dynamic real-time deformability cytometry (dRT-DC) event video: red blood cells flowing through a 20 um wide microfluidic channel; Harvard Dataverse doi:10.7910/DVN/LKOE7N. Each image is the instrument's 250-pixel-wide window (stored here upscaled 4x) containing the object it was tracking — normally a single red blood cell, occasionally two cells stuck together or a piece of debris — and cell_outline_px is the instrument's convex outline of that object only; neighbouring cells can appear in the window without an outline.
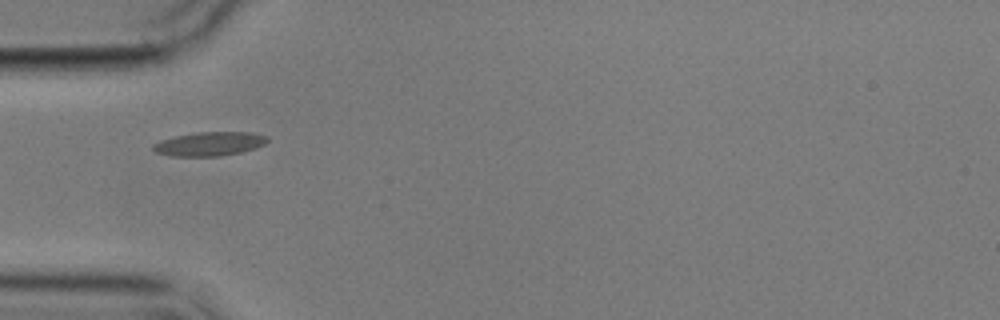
{"species": "common noctule bat (a hibernating species)", "species_latin": "Nyctalus noctula", "temperature_condition": "cold", "stored_images_in_passage": 3, "camera_frame_rate_fps": 3000, "um_per_image_px": 0.085, "animal": {"sex": "male", "body_mass_g": 17.9}, "frame": {"image": 1, "passage_image": 1, "time_ms": 0.0, "image_size_px": [1000, 320], "cell_outline_px": [[268, 140], [264, 144], [256, 148], [240, 152], [220, 156], [172, 156], [156, 152], [152, 148], [152, 144], [160, 140], [176, 136], [196, 132], [252, 132], [268, 136]], "centroid_in_image_um": [17.81, 12.22], "position_along_channel_um": 67.2, "area_um2": 15.95}}
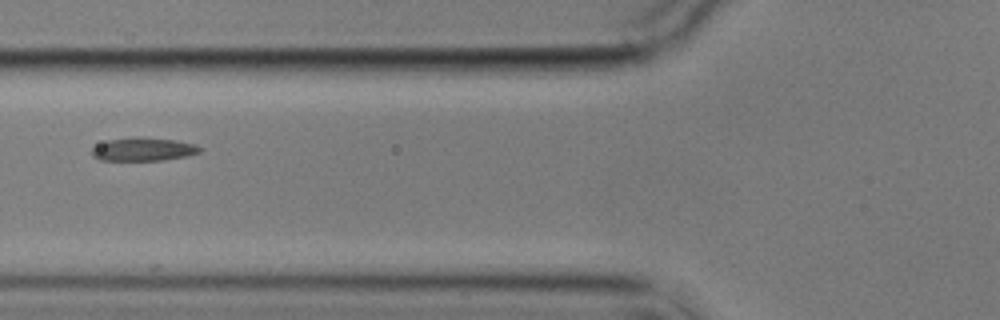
{"frame": {"image": 2, "passage_image": 2, "time_ms": 1.333, "image_size_px": [1000, 320], "cell_outline_px": [[200, 152], [188, 156], [164, 160], [100, 160], [92, 156], [92, 148], [108, 140], [136, 136], [176, 140], [192, 144], [200, 148]], "centroid_in_image_um": [12.17, 12.69], "position_along_channel_um": 113.6, "area_um2": 14.57}}
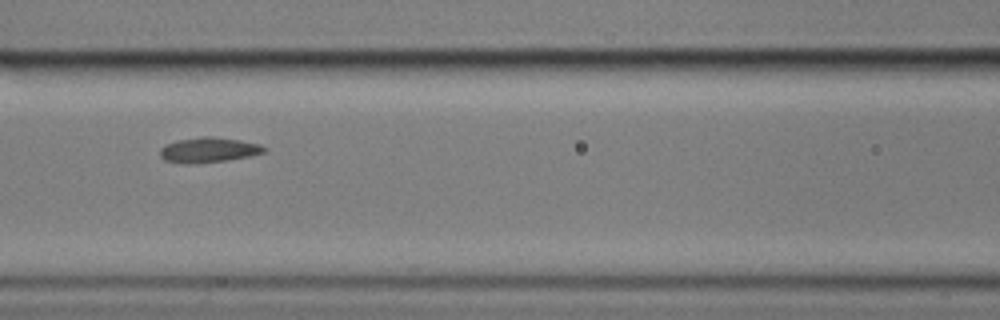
{"frame": {"image": 3, "passage_image": 3, "time_ms": 2.333, "image_size_px": [1000, 320], "cell_outline_px": [[268, 148], [264, 152], [248, 156], [228, 160], [188, 164], [164, 160], [160, 156], [160, 148], [164, 144], [176, 140], [200, 136], [212, 136], [240, 140], [260, 144]], "centroid_in_image_um": [17.7, 12.73], "position_along_channel_um": 148.9, "area_um2": 15.32}}